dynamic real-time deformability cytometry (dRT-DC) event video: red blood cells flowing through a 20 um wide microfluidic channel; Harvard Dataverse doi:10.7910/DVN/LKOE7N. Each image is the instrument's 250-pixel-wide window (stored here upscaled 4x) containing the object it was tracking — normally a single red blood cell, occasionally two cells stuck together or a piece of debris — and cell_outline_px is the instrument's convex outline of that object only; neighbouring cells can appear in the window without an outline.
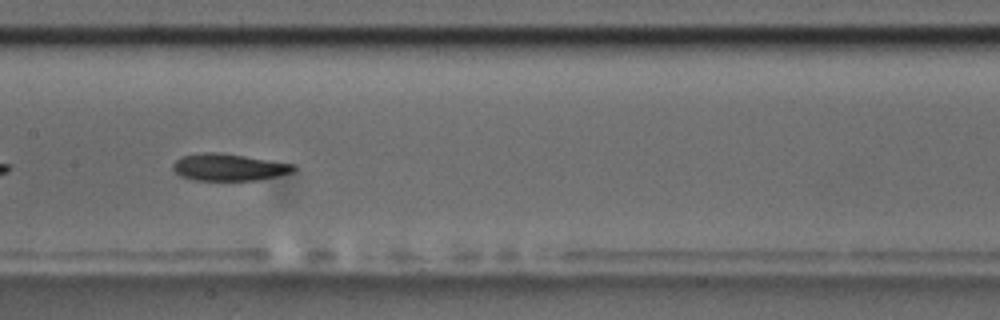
{"species": "common noctule bat (a hibernating species)", "species_latin": "Nyctalus noctula", "temperature_condition": "room temperature", "stored_images_in_passage": 14, "camera_frame_rate_fps": 3000, "um_per_image_px": 0.085, "animal": {"sex": "male", "body_mass_g": 17.5, "forearm_length_mm": 52.3}, "frame": {"image": 1, "passage_image": 7, "time_ms": 7.667, "image_size_px": [1000, 320], "cell_outline_px": [[296, 168], [292, 172], [276, 176], [256, 180], [196, 180], [180, 176], [172, 168], [172, 164], [180, 156], [204, 152], [216, 152], [244, 156], [292, 164]], "centroid_in_image_um": [19.38, 14.21], "position_along_channel_um": 188.0, "area_um2": 18.73}}
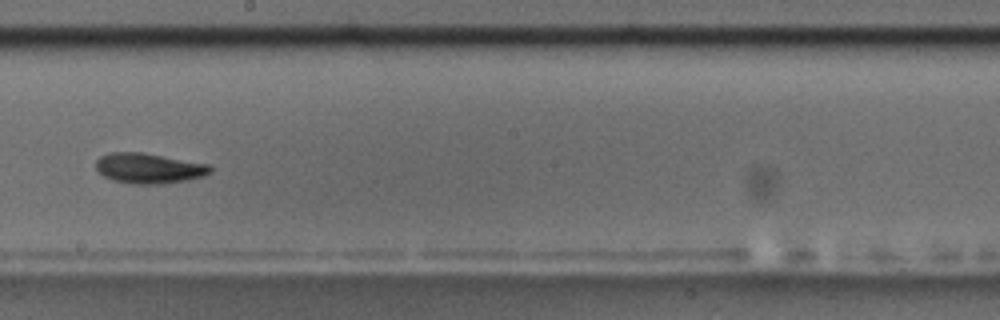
{"frame": {"image": 2, "passage_image": 8, "time_ms": 9.0, "image_size_px": [1000, 320], "cell_outline_px": [[212, 172], [204, 176], [188, 180], [164, 184], [132, 184], [112, 180], [104, 176], [96, 168], [96, 160], [100, 156], [112, 152], [140, 152], [208, 164], [212, 168]], "centroid_in_image_um": [12.66, 14.31], "position_along_channel_um": 235.5, "area_um2": 20.17}, "authors_computed_cell_mechanics": {"area_um2": 19.7965, "velocity_mm_per_s": 3.596, "shape_relaxation_time_tau1_ms": 3.3553, "shape_relaxation_time_tau2_ms": 4.7409, "deformation_change_tau1": 0.1092, "deformation_change_tau2": 0.1067}}